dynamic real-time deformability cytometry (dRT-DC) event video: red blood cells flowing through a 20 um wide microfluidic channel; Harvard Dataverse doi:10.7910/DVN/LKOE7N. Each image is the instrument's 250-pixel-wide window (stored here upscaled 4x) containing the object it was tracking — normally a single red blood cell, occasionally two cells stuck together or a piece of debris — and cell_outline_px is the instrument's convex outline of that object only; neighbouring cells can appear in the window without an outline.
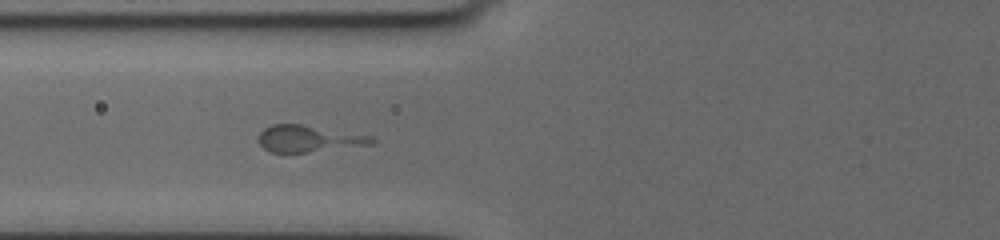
{"species": "human", "species_latin": "Homo sapiens", "temperature_condition": "cold", "stored_images_in_passage": 19, "camera_frame_rate_fps": 3000, "um_per_image_px": 0.085, "donor": {"sex": "female"}, "frame": {"image": 1, "passage_image": 10, "time_ms": 6.333, "image_size_px": [1000, 240], "cell_outline_px": [[376, 144], [308, 152], [272, 152], [264, 148], [256, 140], [260, 132], [264, 128], [272, 124], [300, 124], [372, 136], [376, 140]], "centroid_in_image_um": [26.23, 11.79], "position_along_channel_um": 99.6, "area_um2": 17.57}}